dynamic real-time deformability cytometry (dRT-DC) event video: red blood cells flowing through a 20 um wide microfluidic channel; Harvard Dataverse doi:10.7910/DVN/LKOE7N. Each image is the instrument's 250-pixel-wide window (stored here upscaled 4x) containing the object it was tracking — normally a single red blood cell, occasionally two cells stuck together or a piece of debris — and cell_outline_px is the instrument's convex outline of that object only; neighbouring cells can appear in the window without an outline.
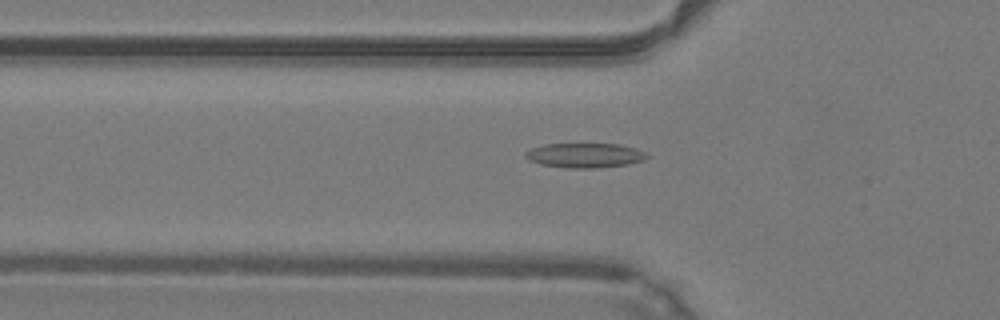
{"species": "common noctule bat (a hibernating species)", "species_latin": "Nyctalus noctula", "temperature_condition": "warm", "stored_images_in_passage": 44, "camera_frame_rate_fps": 3000, "um_per_image_px": 0.085, "animal": {"sex": "male", "body_mass_g": 19.2, "forearm_length_mm": 51.8}, "frame": {"image": 1, "passage_image": 12, "time_ms": 3.667, "image_size_px": [1000, 320], "cell_outline_px": [[652, 156], [644, 160], [628, 164], [592, 168], [564, 168], [540, 164], [528, 160], [524, 156], [524, 152], [532, 148], [544, 144], [620, 144], [636, 148], [648, 152]], "centroid_in_image_um": [49.74, 13.2], "position_along_channel_um": 76.1, "area_um2": 17.69}}
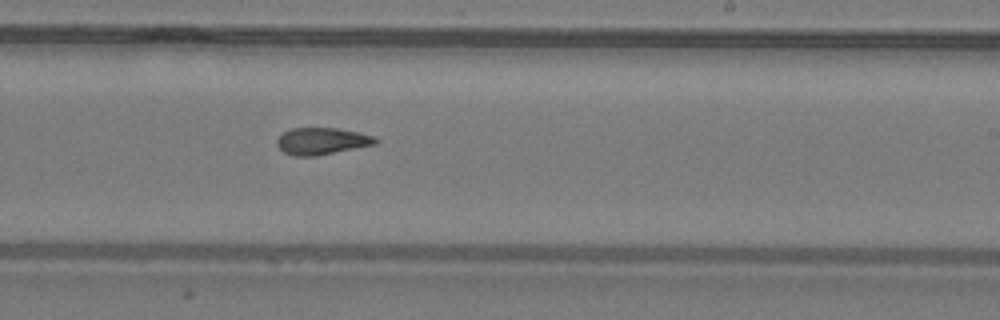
{"frame": {"image": 2, "passage_image": 25, "time_ms": 8.0, "image_size_px": [1000, 320], "cell_outline_px": [[380, 140], [376, 144], [316, 156], [292, 156], [284, 152], [276, 144], [276, 140], [284, 132], [292, 128], [336, 128], [376, 136]], "centroid_in_image_um": [27.37, 12.0], "position_along_channel_um": 261.6, "area_um2": 15.43}}
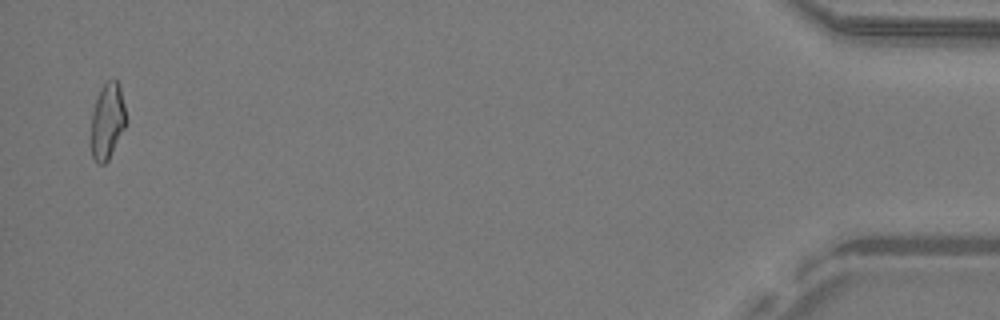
{"frame": {"image": 3, "passage_image": 43, "time_ms": 14.0, "image_size_px": [1000, 320], "cell_outline_px": [[128, 120], [108, 160], [104, 164], [96, 164], [92, 156], [88, 140], [92, 112], [96, 100], [104, 80], [116, 80], [120, 84]], "centroid_in_image_um": [9.1, 10.31], "position_along_channel_um": 426.1, "area_um2": 16.18}, "authors_computed_cell_mechanics": {"area_um2": 16.1262, "velocity_mm_per_s": 4.2645, "shape_relaxation_time_tau1_ms": null, "shape_relaxation_time_tau2_ms": 2.722, "deformation_change_tau1": null, "deformation_change_tau2": 0.1004}}